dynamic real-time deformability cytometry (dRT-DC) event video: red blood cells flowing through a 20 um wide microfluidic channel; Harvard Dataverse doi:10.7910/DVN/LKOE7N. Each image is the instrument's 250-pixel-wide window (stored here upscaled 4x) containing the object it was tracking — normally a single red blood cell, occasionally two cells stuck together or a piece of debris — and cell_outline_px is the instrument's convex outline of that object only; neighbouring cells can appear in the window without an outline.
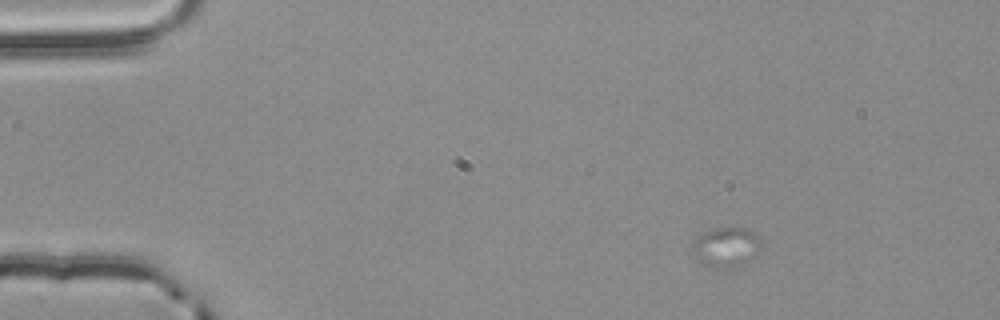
{"species": "common noctule bat (a hibernating species)", "species_latin": "Nyctalus noctula", "temperature_condition": "room temperature", "stored_images_in_passage": 3, "camera_frame_rate_fps": 3000, "um_per_image_px": 0.085, "animal": {"sex": "male", "body_mass_g": 20.4}, "frame": {"image": 1, "passage_image": 1, "time_ms": 0.0, "image_size_px": [1000, 320], "cell_outline_px": [[760, 248], [756, 256], [736, 268], [708, 268], [696, 256], [692, 248], [692, 240], [704, 232], [712, 228], [748, 228], [760, 240]], "centroid_in_image_um": [61.71, 21.02], "position_along_channel_um": 23.3, "area_um2": 16.01}}